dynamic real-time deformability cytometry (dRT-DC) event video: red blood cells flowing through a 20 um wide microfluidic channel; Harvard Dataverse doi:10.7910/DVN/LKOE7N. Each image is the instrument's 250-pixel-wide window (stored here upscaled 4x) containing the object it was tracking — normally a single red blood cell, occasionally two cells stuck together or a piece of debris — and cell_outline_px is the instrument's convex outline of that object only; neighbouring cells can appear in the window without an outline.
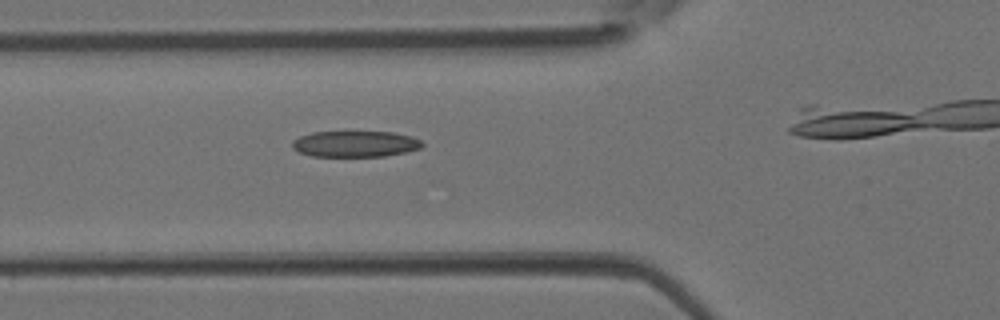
{"species": "Egyptian fruit bat (a non-hibernating species)", "species_latin": "Rousettus aegyptiacus", "temperature_condition": "room temperature", "stored_images_in_passage": 9, "camera_frame_rate_fps": 3000, "um_per_image_px": 0.085, "animal": {"sex": "female"}, "frame": {"image": 1, "passage_image": 6, "time_ms": 1.667, "image_size_px": [1000, 320], "cell_outline_px": [[424, 144], [420, 148], [408, 152], [384, 156], [312, 156], [300, 152], [292, 148], [292, 140], [300, 136], [312, 132], [392, 132], [412, 136], [420, 140]], "centroid_in_image_um": [30.2, 12.23], "position_along_channel_um": 95.6, "area_um2": 19.77}}
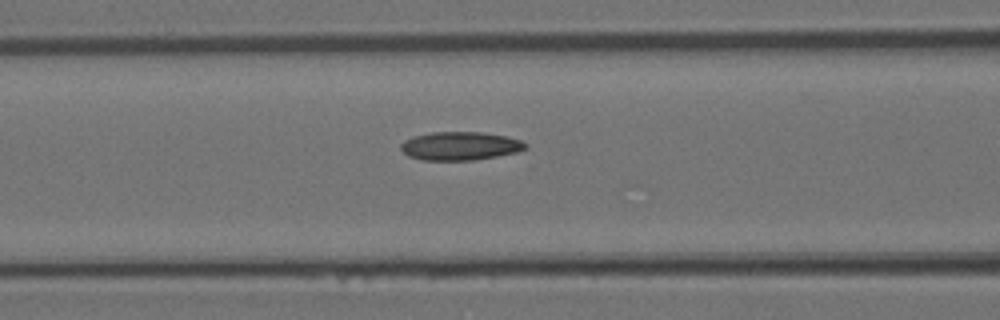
{"frame": {"image": 2, "passage_image": 8, "time_ms": 2.333, "image_size_px": [1000, 320], "cell_outline_px": [[528, 148], [516, 152], [496, 156], [472, 160], [424, 160], [408, 156], [400, 148], [400, 144], [404, 140], [412, 136], [432, 132], [480, 132], [508, 136], [520, 140], [528, 144]], "centroid_in_image_um": [39.11, 12.4], "position_along_channel_um": 127.5, "area_um2": 20.69}}